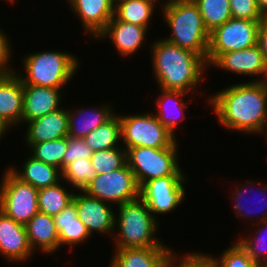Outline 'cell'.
Here are the masks:
<instances>
[{"label": "cell", "instance_id": "1", "mask_svg": "<svg viewBox=\"0 0 267 267\" xmlns=\"http://www.w3.org/2000/svg\"><path fill=\"white\" fill-rule=\"evenodd\" d=\"M212 94L208 107L223 127L249 136L266 135L267 81L237 83Z\"/></svg>", "mask_w": 267, "mask_h": 267}, {"label": "cell", "instance_id": "2", "mask_svg": "<svg viewBox=\"0 0 267 267\" xmlns=\"http://www.w3.org/2000/svg\"><path fill=\"white\" fill-rule=\"evenodd\" d=\"M150 50L153 75L159 88L197 92L209 68L202 56L163 38L151 43Z\"/></svg>", "mask_w": 267, "mask_h": 267}, {"label": "cell", "instance_id": "3", "mask_svg": "<svg viewBox=\"0 0 267 267\" xmlns=\"http://www.w3.org/2000/svg\"><path fill=\"white\" fill-rule=\"evenodd\" d=\"M162 17L171 35L164 40L190 50L207 61L210 33L194 1L163 0ZM164 14V15H163Z\"/></svg>", "mask_w": 267, "mask_h": 267}, {"label": "cell", "instance_id": "4", "mask_svg": "<svg viewBox=\"0 0 267 267\" xmlns=\"http://www.w3.org/2000/svg\"><path fill=\"white\" fill-rule=\"evenodd\" d=\"M114 249L167 247L157 239L160 222L152 215L148 205L139 197L117 205L115 209ZM118 228V229H117ZM118 230V231H117Z\"/></svg>", "mask_w": 267, "mask_h": 267}, {"label": "cell", "instance_id": "5", "mask_svg": "<svg viewBox=\"0 0 267 267\" xmlns=\"http://www.w3.org/2000/svg\"><path fill=\"white\" fill-rule=\"evenodd\" d=\"M22 59L25 75L20 71L17 74L23 85L65 88L80 68L78 57L63 50H41L28 53Z\"/></svg>", "mask_w": 267, "mask_h": 267}, {"label": "cell", "instance_id": "6", "mask_svg": "<svg viewBox=\"0 0 267 267\" xmlns=\"http://www.w3.org/2000/svg\"><path fill=\"white\" fill-rule=\"evenodd\" d=\"M176 140L170 147H132L126 150V161L141 188L147 181L166 176H187L179 163Z\"/></svg>", "mask_w": 267, "mask_h": 267}, {"label": "cell", "instance_id": "7", "mask_svg": "<svg viewBox=\"0 0 267 267\" xmlns=\"http://www.w3.org/2000/svg\"><path fill=\"white\" fill-rule=\"evenodd\" d=\"M150 112V113H149ZM119 114L123 147H170L177 139L154 115V112Z\"/></svg>", "mask_w": 267, "mask_h": 267}, {"label": "cell", "instance_id": "8", "mask_svg": "<svg viewBox=\"0 0 267 267\" xmlns=\"http://www.w3.org/2000/svg\"><path fill=\"white\" fill-rule=\"evenodd\" d=\"M4 171L0 183V210L26 225L39 212L38 189L17 178L8 168Z\"/></svg>", "mask_w": 267, "mask_h": 267}, {"label": "cell", "instance_id": "9", "mask_svg": "<svg viewBox=\"0 0 267 267\" xmlns=\"http://www.w3.org/2000/svg\"><path fill=\"white\" fill-rule=\"evenodd\" d=\"M260 21L229 19L210 32L207 55L208 66L226 52L247 49L257 44Z\"/></svg>", "mask_w": 267, "mask_h": 267}, {"label": "cell", "instance_id": "10", "mask_svg": "<svg viewBox=\"0 0 267 267\" xmlns=\"http://www.w3.org/2000/svg\"><path fill=\"white\" fill-rule=\"evenodd\" d=\"M82 191L89 196L113 204V207L140 197V188L127 163L110 173L97 174L96 178Z\"/></svg>", "mask_w": 267, "mask_h": 267}, {"label": "cell", "instance_id": "11", "mask_svg": "<svg viewBox=\"0 0 267 267\" xmlns=\"http://www.w3.org/2000/svg\"><path fill=\"white\" fill-rule=\"evenodd\" d=\"M187 179V180H186ZM186 176H166L147 181L140 188V198L148 205V209L157 219L159 214L175 211L186 195ZM157 215V216H156Z\"/></svg>", "mask_w": 267, "mask_h": 267}, {"label": "cell", "instance_id": "12", "mask_svg": "<svg viewBox=\"0 0 267 267\" xmlns=\"http://www.w3.org/2000/svg\"><path fill=\"white\" fill-rule=\"evenodd\" d=\"M76 192V193H75ZM72 202L75 204L79 220L85 225L91 236L93 233H115V210L112 205L87 195L82 190H75Z\"/></svg>", "mask_w": 267, "mask_h": 267}, {"label": "cell", "instance_id": "13", "mask_svg": "<svg viewBox=\"0 0 267 267\" xmlns=\"http://www.w3.org/2000/svg\"><path fill=\"white\" fill-rule=\"evenodd\" d=\"M212 67L226 70L228 73L232 72L234 75L238 74V76H258L250 81H267V65L258 44L247 49L220 54L209 65V68Z\"/></svg>", "mask_w": 267, "mask_h": 267}, {"label": "cell", "instance_id": "14", "mask_svg": "<svg viewBox=\"0 0 267 267\" xmlns=\"http://www.w3.org/2000/svg\"><path fill=\"white\" fill-rule=\"evenodd\" d=\"M0 255L8 262H26L33 256L25 225L0 210Z\"/></svg>", "mask_w": 267, "mask_h": 267}, {"label": "cell", "instance_id": "15", "mask_svg": "<svg viewBox=\"0 0 267 267\" xmlns=\"http://www.w3.org/2000/svg\"><path fill=\"white\" fill-rule=\"evenodd\" d=\"M147 31L149 32L146 27L119 21L113 17L96 39L107 41L108 38L119 56L129 58V56L138 53L137 51L146 43Z\"/></svg>", "mask_w": 267, "mask_h": 267}, {"label": "cell", "instance_id": "16", "mask_svg": "<svg viewBox=\"0 0 267 267\" xmlns=\"http://www.w3.org/2000/svg\"><path fill=\"white\" fill-rule=\"evenodd\" d=\"M69 9L78 16L85 33L93 40L114 17L112 0H67ZM71 6V7H70Z\"/></svg>", "mask_w": 267, "mask_h": 267}, {"label": "cell", "instance_id": "17", "mask_svg": "<svg viewBox=\"0 0 267 267\" xmlns=\"http://www.w3.org/2000/svg\"><path fill=\"white\" fill-rule=\"evenodd\" d=\"M61 108L40 118L26 122L25 143L28 148L33 144L57 140L68 136V109Z\"/></svg>", "mask_w": 267, "mask_h": 267}, {"label": "cell", "instance_id": "18", "mask_svg": "<svg viewBox=\"0 0 267 267\" xmlns=\"http://www.w3.org/2000/svg\"><path fill=\"white\" fill-rule=\"evenodd\" d=\"M61 89L23 85L22 122L26 124L28 121L40 118L61 108V100L64 97V91Z\"/></svg>", "mask_w": 267, "mask_h": 267}, {"label": "cell", "instance_id": "19", "mask_svg": "<svg viewBox=\"0 0 267 267\" xmlns=\"http://www.w3.org/2000/svg\"><path fill=\"white\" fill-rule=\"evenodd\" d=\"M22 113L23 83L17 71L0 74V118L14 128L23 124Z\"/></svg>", "mask_w": 267, "mask_h": 267}, {"label": "cell", "instance_id": "20", "mask_svg": "<svg viewBox=\"0 0 267 267\" xmlns=\"http://www.w3.org/2000/svg\"><path fill=\"white\" fill-rule=\"evenodd\" d=\"M172 250L169 246L115 249L109 267H167Z\"/></svg>", "mask_w": 267, "mask_h": 267}, {"label": "cell", "instance_id": "21", "mask_svg": "<svg viewBox=\"0 0 267 267\" xmlns=\"http://www.w3.org/2000/svg\"><path fill=\"white\" fill-rule=\"evenodd\" d=\"M160 96L156 99V110L154 115L157 117L158 121L165 126L175 137L176 129L179 128L178 124L182 123V119H185V111L187 106L192 100H186L184 102V97L188 96L190 93L180 91V90H166L159 88ZM178 113V114H177ZM183 116H182V115ZM178 115V116H177ZM182 116V119H181Z\"/></svg>", "mask_w": 267, "mask_h": 267}, {"label": "cell", "instance_id": "22", "mask_svg": "<svg viewBox=\"0 0 267 267\" xmlns=\"http://www.w3.org/2000/svg\"><path fill=\"white\" fill-rule=\"evenodd\" d=\"M110 104H101L93 108L68 110V136L84 138L88 133L109 120L116 110Z\"/></svg>", "mask_w": 267, "mask_h": 267}, {"label": "cell", "instance_id": "23", "mask_svg": "<svg viewBox=\"0 0 267 267\" xmlns=\"http://www.w3.org/2000/svg\"><path fill=\"white\" fill-rule=\"evenodd\" d=\"M25 227L34 253L38 249L48 256L59 250L58 232L52 216L38 212Z\"/></svg>", "mask_w": 267, "mask_h": 267}, {"label": "cell", "instance_id": "24", "mask_svg": "<svg viewBox=\"0 0 267 267\" xmlns=\"http://www.w3.org/2000/svg\"><path fill=\"white\" fill-rule=\"evenodd\" d=\"M23 167H11L8 169L23 182L29 183L36 189L50 187L62 181V172L56 166L46 164L35 159L31 155L23 162ZM18 168V170H17Z\"/></svg>", "mask_w": 267, "mask_h": 267}, {"label": "cell", "instance_id": "25", "mask_svg": "<svg viewBox=\"0 0 267 267\" xmlns=\"http://www.w3.org/2000/svg\"><path fill=\"white\" fill-rule=\"evenodd\" d=\"M56 230L59 237V250L68 245L71 247L82 244L92 236L88 232L85 225L79 220L76 206L71 202L59 214L53 217Z\"/></svg>", "mask_w": 267, "mask_h": 267}, {"label": "cell", "instance_id": "26", "mask_svg": "<svg viewBox=\"0 0 267 267\" xmlns=\"http://www.w3.org/2000/svg\"><path fill=\"white\" fill-rule=\"evenodd\" d=\"M246 184H236V186H235V189H234V191L233 192H231L230 191V193L232 194L231 195V197H233V198H231L232 200H233V209H234V214H235V216L237 217H239V218H243V219H246L247 218V220H248V225H249V222L250 223H252V221H255L256 223H259V222H261V221H264V220H266L267 219V183H262V180H261V182H256V181H254L253 182V180H249L248 182H245ZM256 183V184H255ZM247 186V187H246ZM255 186H258V188H256L257 190L256 191H254V192H252L253 190V188L255 187ZM248 188V189H247ZM252 188V189H251ZM258 191V192H257ZM246 192V193H245ZM249 192L250 193H253V194H255V192L257 193L256 195H258V193L260 192L261 193V198L264 196V197H266L265 199V201L263 200L264 198H260L259 199V202L258 201H255V207H257L256 205H259V203H261V205H259V207L261 206V208H259L258 209V211H256V209H254V208H252V209H254V210H250V208H249V206L247 207V205H249L250 203H248L247 204V200H245L246 199V196L248 197V195H250L249 194ZM248 194V195H247ZM263 194H265V195H263ZM260 196V195H259ZM245 198V199H244ZM253 198V197H252ZM251 198V200H253ZM249 199V198H248ZM250 200V201H251ZM254 200H256L255 198H254ZM253 200V201H254ZM263 200V201H262ZM244 202V203H243ZM246 202V203H245ZM252 202V201H251ZM258 202V203H257ZM264 202V203H263ZM263 203V204H262ZM244 204V205H243ZM246 204V205H245ZM254 204V203H253ZM251 205V204H250ZM262 206H265V207H262ZM265 208V209H264ZM265 210V211H264ZM261 212H263V213H261ZM255 214H260V216H259V218H258V215H255ZM253 216V217H252ZM254 216L257 218H254ZM249 219H251V220H249ZM254 219H256V220H254Z\"/></svg>", "mask_w": 267, "mask_h": 267}, {"label": "cell", "instance_id": "27", "mask_svg": "<svg viewBox=\"0 0 267 267\" xmlns=\"http://www.w3.org/2000/svg\"><path fill=\"white\" fill-rule=\"evenodd\" d=\"M158 4V0H125L114 6V17L150 30V21Z\"/></svg>", "mask_w": 267, "mask_h": 267}, {"label": "cell", "instance_id": "28", "mask_svg": "<svg viewBox=\"0 0 267 267\" xmlns=\"http://www.w3.org/2000/svg\"><path fill=\"white\" fill-rule=\"evenodd\" d=\"M83 140L93 152L103 149L123 147L119 145L122 141L121 121L119 119V114L115 113L104 124L98 126L88 133Z\"/></svg>", "mask_w": 267, "mask_h": 267}, {"label": "cell", "instance_id": "29", "mask_svg": "<svg viewBox=\"0 0 267 267\" xmlns=\"http://www.w3.org/2000/svg\"><path fill=\"white\" fill-rule=\"evenodd\" d=\"M61 181L56 185L38 189V210L49 216H56L71 202L74 190L69 192L66 185Z\"/></svg>", "mask_w": 267, "mask_h": 267}, {"label": "cell", "instance_id": "30", "mask_svg": "<svg viewBox=\"0 0 267 267\" xmlns=\"http://www.w3.org/2000/svg\"><path fill=\"white\" fill-rule=\"evenodd\" d=\"M252 226L257 229L250 231L248 235L243 234L236 241L247 251L254 262L267 267V219Z\"/></svg>", "mask_w": 267, "mask_h": 267}, {"label": "cell", "instance_id": "31", "mask_svg": "<svg viewBox=\"0 0 267 267\" xmlns=\"http://www.w3.org/2000/svg\"><path fill=\"white\" fill-rule=\"evenodd\" d=\"M208 32L232 18L230 0H195Z\"/></svg>", "mask_w": 267, "mask_h": 267}, {"label": "cell", "instance_id": "32", "mask_svg": "<svg viewBox=\"0 0 267 267\" xmlns=\"http://www.w3.org/2000/svg\"><path fill=\"white\" fill-rule=\"evenodd\" d=\"M62 181L72 186V190H83L97 176L92 168L91 159H77L67 164L62 170ZM71 184V185H70ZM74 187V188H73Z\"/></svg>", "mask_w": 267, "mask_h": 267}, {"label": "cell", "instance_id": "33", "mask_svg": "<svg viewBox=\"0 0 267 267\" xmlns=\"http://www.w3.org/2000/svg\"><path fill=\"white\" fill-rule=\"evenodd\" d=\"M30 154L37 160L63 169V156L67 150V137L33 144L29 148Z\"/></svg>", "mask_w": 267, "mask_h": 267}, {"label": "cell", "instance_id": "34", "mask_svg": "<svg viewBox=\"0 0 267 267\" xmlns=\"http://www.w3.org/2000/svg\"><path fill=\"white\" fill-rule=\"evenodd\" d=\"M91 163L96 174L110 173L127 163L126 149L116 147L94 151L91 156Z\"/></svg>", "mask_w": 267, "mask_h": 267}, {"label": "cell", "instance_id": "35", "mask_svg": "<svg viewBox=\"0 0 267 267\" xmlns=\"http://www.w3.org/2000/svg\"><path fill=\"white\" fill-rule=\"evenodd\" d=\"M210 257L216 267H265L254 262L237 241L223 250L219 256L210 255Z\"/></svg>", "mask_w": 267, "mask_h": 267}, {"label": "cell", "instance_id": "36", "mask_svg": "<svg viewBox=\"0 0 267 267\" xmlns=\"http://www.w3.org/2000/svg\"><path fill=\"white\" fill-rule=\"evenodd\" d=\"M209 253L191 252L179 256L172 252L167 267H211L213 261ZM179 256V257H178Z\"/></svg>", "mask_w": 267, "mask_h": 267}, {"label": "cell", "instance_id": "37", "mask_svg": "<svg viewBox=\"0 0 267 267\" xmlns=\"http://www.w3.org/2000/svg\"><path fill=\"white\" fill-rule=\"evenodd\" d=\"M230 9L234 19L261 21L264 18L256 0H230Z\"/></svg>", "mask_w": 267, "mask_h": 267}, {"label": "cell", "instance_id": "38", "mask_svg": "<svg viewBox=\"0 0 267 267\" xmlns=\"http://www.w3.org/2000/svg\"><path fill=\"white\" fill-rule=\"evenodd\" d=\"M93 151L82 138L67 136V150L63 156V168L77 159H91Z\"/></svg>", "mask_w": 267, "mask_h": 267}, {"label": "cell", "instance_id": "39", "mask_svg": "<svg viewBox=\"0 0 267 267\" xmlns=\"http://www.w3.org/2000/svg\"><path fill=\"white\" fill-rule=\"evenodd\" d=\"M0 28V74H9V73H14L17 70H13L14 67H11L9 64L11 61V56L13 53V47L10 44V40L8 39L9 37L7 36V33Z\"/></svg>", "mask_w": 267, "mask_h": 267}, {"label": "cell", "instance_id": "40", "mask_svg": "<svg viewBox=\"0 0 267 267\" xmlns=\"http://www.w3.org/2000/svg\"><path fill=\"white\" fill-rule=\"evenodd\" d=\"M260 49L262 50L266 65H267V17H264L258 28V41Z\"/></svg>", "mask_w": 267, "mask_h": 267}, {"label": "cell", "instance_id": "41", "mask_svg": "<svg viewBox=\"0 0 267 267\" xmlns=\"http://www.w3.org/2000/svg\"><path fill=\"white\" fill-rule=\"evenodd\" d=\"M258 9L264 17H267V0H256Z\"/></svg>", "mask_w": 267, "mask_h": 267}, {"label": "cell", "instance_id": "42", "mask_svg": "<svg viewBox=\"0 0 267 267\" xmlns=\"http://www.w3.org/2000/svg\"><path fill=\"white\" fill-rule=\"evenodd\" d=\"M10 128L11 127L0 118V140L3 139V137L5 138L4 135L10 131Z\"/></svg>", "mask_w": 267, "mask_h": 267}, {"label": "cell", "instance_id": "43", "mask_svg": "<svg viewBox=\"0 0 267 267\" xmlns=\"http://www.w3.org/2000/svg\"><path fill=\"white\" fill-rule=\"evenodd\" d=\"M125 1V0H112L113 5H117L118 3Z\"/></svg>", "mask_w": 267, "mask_h": 267}, {"label": "cell", "instance_id": "44", "mask_svg": "<svg viewBox=\"0 0 267 267\" xmlns=\"http://www.w3.org/2000/svg\"><path fill=\"white\" fill-rule=\"evenodd\" d=\"M6 1H8V3L13 4L16 0H6Z\"/></svg>", "mask_w": 267, "mask_h": 267}, {"label": "cell", "instance_id": "45", "mask_svg": "<svg viewBox=\"0 0 267 267\" xmlns=\"http://www.w3.org/2000/svg\"><path fill=\"white\" fill-rule=\"evenodd\" d=\"M265 138L267 139V123H266V136H265Z\"/></svg>", "mask_w": 267, "mask_h": 267}]
</instances>
